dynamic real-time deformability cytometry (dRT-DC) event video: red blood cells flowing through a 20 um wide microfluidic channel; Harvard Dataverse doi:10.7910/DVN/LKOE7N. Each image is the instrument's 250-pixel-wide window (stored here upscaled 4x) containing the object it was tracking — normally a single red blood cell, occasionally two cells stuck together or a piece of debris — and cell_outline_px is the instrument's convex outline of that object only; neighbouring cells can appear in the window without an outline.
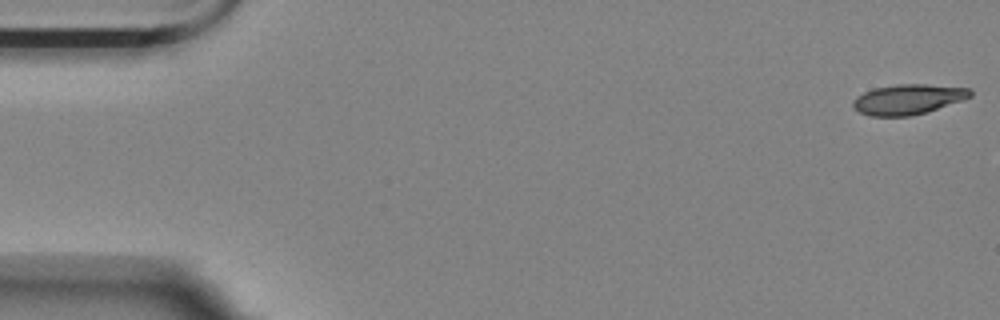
{"species": "Egyptian fruit bat (a non-hibernating species)", "species_latin": "Rousettus aegyptiacus", "temperature_condition": "room temperature", "stored_images_in_passage": 56, "camera_frame_rate_fps": 3000, "um_per_image_px": 0.085, "animal": {"sex": "female"}, "frame": {"image": 1, "passage_image": 1, "time_ms": 0.0, "image_size_px": [1000, 320], "cell_outline_px": [[972, 96], [964, 100], [928, 112], [912, 116], [868, 116], [852, 108], [852, 100], [856, 96], [864, 92], [876, 88], [900, 84], [928, 84], [968, 88], [972, 92]], "centroid_in_image_um": [77.18, 8.45], "position_along_channel_um": 7.8, "area_um2": 20.81}}
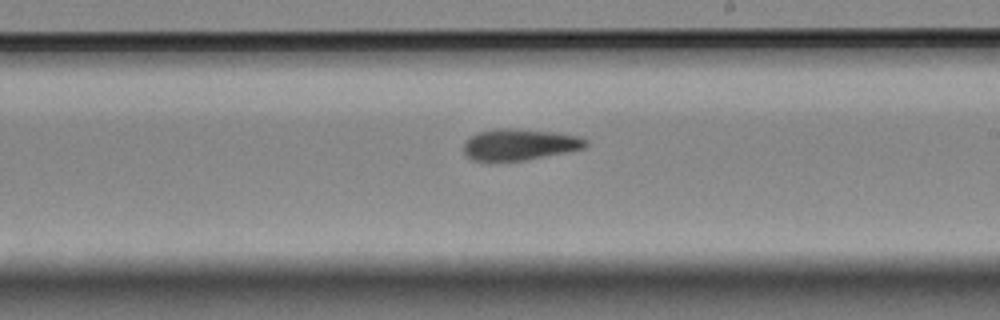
{"frame": {"image": 2, "passage_image": 32, "time_ms": 10.333, "image_size_px": [1000, 320], "cell_outline_px": [[588, 144], [584, 148], [524, 160], [472, 160], [464, 152], [464, 144], [472, 136], [480, 132], [552, 132], [576, 136], [588, 140]], "centroid_in_image_um": [44.21, 12.35], "position_along_channel_um": 244.8, "area_um2": 20.4}}
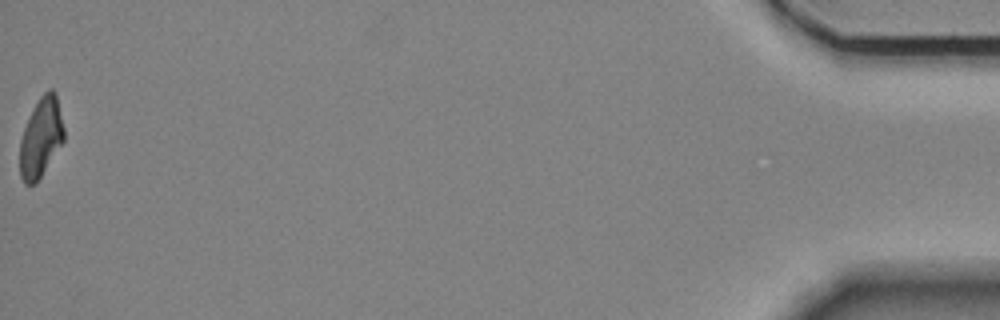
{"frame": {"image": 3, "passage_image": 56, "time_ms": 18.333, "image_size_px": [1000, 320], "cell_outline_px": [[64, 140], [36, 184], [24, 184], [20, 176], [20, 140], [24, 128], [40, 96], [48, 88], [52, 88], [56, 92], [64, 128]], "centroid_in_image_um": [3.49, 11.69], "position_along_channel_um": 431.7, "area_um2": 20.29}, "authors_computed_cell_mechanics": {"area_um2": 21.7617, "velocity_mm_per_s": 3.561, "shape_relaxation_time_tau1_ms": 10.0611, "shape_relaxation_time_tau2_ms": null, "deformation_change_tau1": 0.2482, "deformation_change_tau2": null}}